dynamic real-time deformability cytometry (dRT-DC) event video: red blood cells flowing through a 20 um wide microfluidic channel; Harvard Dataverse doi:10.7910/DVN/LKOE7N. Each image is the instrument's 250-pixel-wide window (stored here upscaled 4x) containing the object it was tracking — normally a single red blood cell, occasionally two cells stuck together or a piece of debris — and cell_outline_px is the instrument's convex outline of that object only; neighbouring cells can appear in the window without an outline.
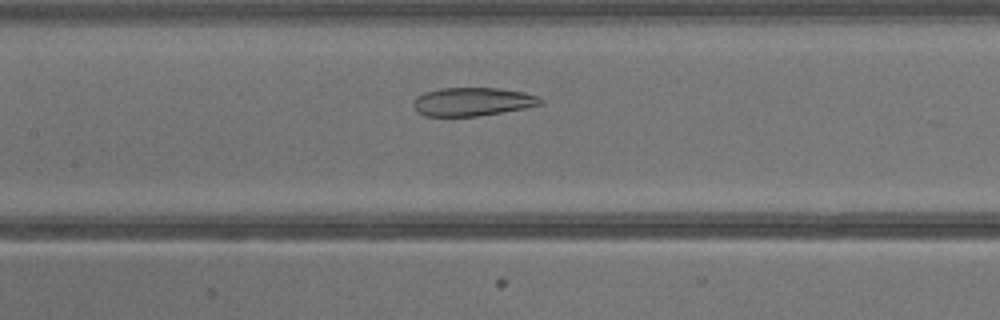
{"species": "common noctule bat (a hibernating species)", "species_latin": "Nyctalus noctula", "temperature_condition": "warm", "stored_images_in_passage": 19, "camera_frame_rate_fps": 3000, "um_per_image_px": 0.085, "animal": {"sex": "male", "body_mass_g": 13.3}, "frame": {"image": 1, "passage_image": 13, "time_ms": 4.0, "image_size_px": [1000, 320], "cell_outline_px": [[544, 104], [524, 108], [476, 116], [424, 116], [416, 112], [412, 104], [412, 100], [416, 96], [424, 92], [440, 88], [500, 88], [524, 92], [536, 96], [544, 100]], "centroid_in_image_um": [40.12, 8.64], "position_along_channel_um": 167.3, "area_um2": 21.21}}
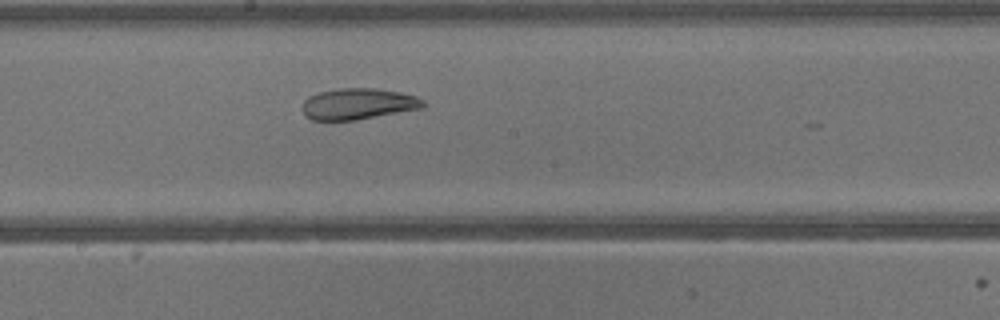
{"frame": {"image": 2, "passage_image": 16, "time_ms": 5.0, "image_size_px": [1000, 320], "cell_outline_px": [[424, 108], [352, 120], [312, 120], [304, 116], [304, 100], [308, 96], [320, 92], [340, 88], [372, 88], [400, 92], [416, 96], [424, 100]], "centroid_in_image_um": [30.45, 8.82], "position_along_channel_um": 217.8, "area_um2": 21.73}}
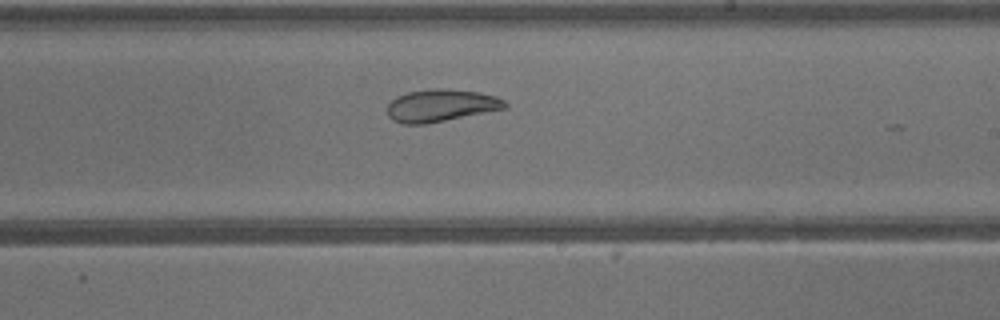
{"frame": {"image": 3, "passage_image": 18, "time_ms": 5.667, "image_size_px": [1000, 320], "cell_outline_px": [[508, 108], [424, 124], [404, 124], [392, 120], [388, 116], [388, 104], [396, 96], [408, 92], [432, 88], [444, 88], [480, 92], [496, 96], [504, 100], [508, 104]], "centroid_in_image_um": [37.49, 8.96], "position_along_channel_um": 251.5, "area_um2": 22.25}}